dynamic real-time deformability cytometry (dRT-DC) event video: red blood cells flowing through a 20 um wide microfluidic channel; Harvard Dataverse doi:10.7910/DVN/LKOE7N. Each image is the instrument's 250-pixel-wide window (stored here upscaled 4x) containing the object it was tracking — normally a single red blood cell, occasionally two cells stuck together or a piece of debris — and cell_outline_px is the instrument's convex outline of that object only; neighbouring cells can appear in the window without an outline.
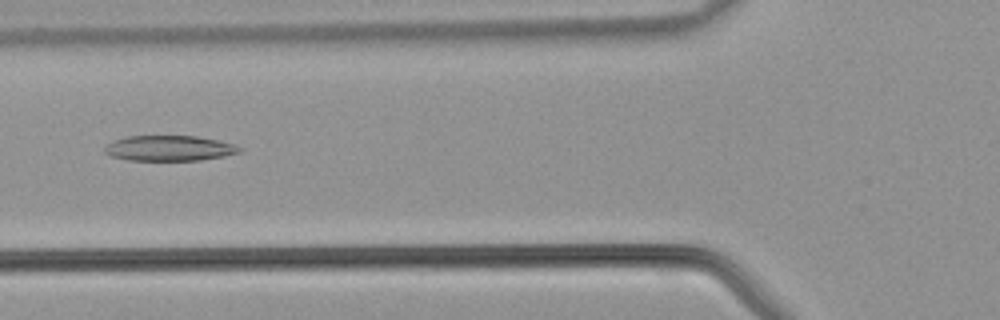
{"species": "common noctule bat (a hibernating species)", "species_latin": "Nyctalus noctula", "temperature_condition": "warm", "stored_images_in_passage": 41, "camera_frame_rate_fps": 3000, "um_per_image_px": 0.085, "animal": {"sex": "male", "body_mass_g": 21.5, "forearm_length_mm": 52.0}, "frame": {"image": 1, "passage_image": 15, "time_ms": 4.667, "image_size_px": [1000, 320], "cell_outline_px": [[244, 148], [240, 152], [224, 156], [200, 160], [128, 160], [112, 156], [104, 152], [104, 148], [108, 144], [124, 136], [196, 136], [220, 140]], "centroid_in_image_um": [14.42, 12.59], "position_along_channel_um": 111.4, "area_um2": 19.88}}
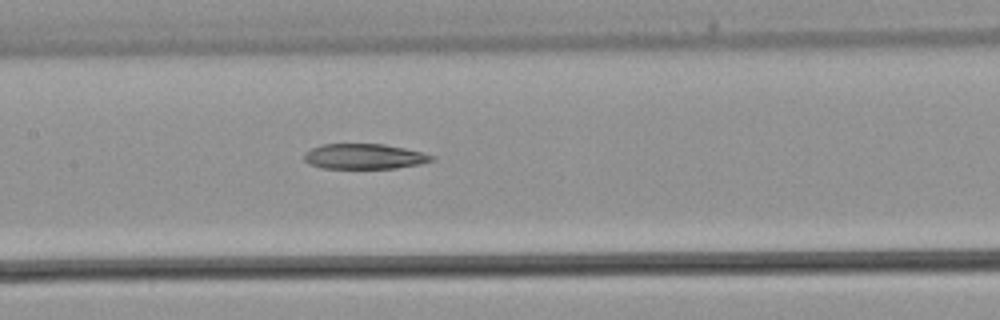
{"frame": {"image": 2, "passage_image": 19, "time_ms": 6.0, "image_size_px": [1000, 320], "cell_outline_px": [[436, 160], [420, 164], [396, 168], [320, 168], [308, 164], [304, 160], [304, 152], [320, 144], [384, 144], [404, 148], [436, 156]], "centroid_in_image_um": [30.95, 13.3], "position_along_channel_um": 176.5, "area_um2": 18.9}}
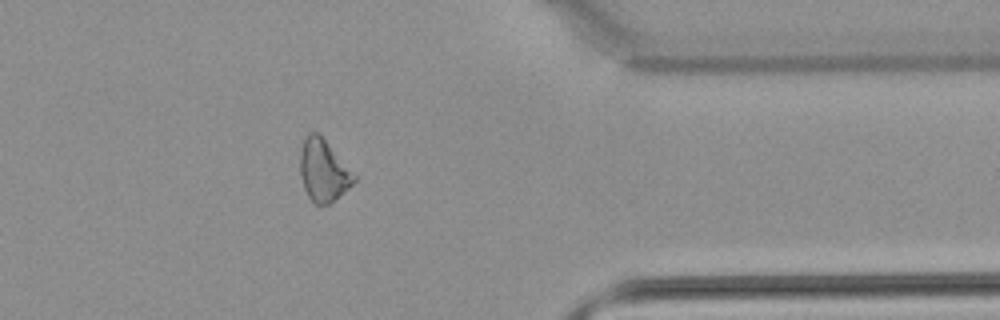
{"frame": {"image": 3, "passage_image": 33, "time_ms": 10.667, "image_size_px": [1000, 320], "cell_outline_px": [[356, 180], [348, 188], [328, 204], [312, 204], [304, 188], [300, 176], [300, 152], [304, 140], [308, 132], [320, 132], [356, 176]], "centroid_in_image_um": [27.46, 14.46], "position_along_channel_um": 383.9, "area_um2": 19.48}}